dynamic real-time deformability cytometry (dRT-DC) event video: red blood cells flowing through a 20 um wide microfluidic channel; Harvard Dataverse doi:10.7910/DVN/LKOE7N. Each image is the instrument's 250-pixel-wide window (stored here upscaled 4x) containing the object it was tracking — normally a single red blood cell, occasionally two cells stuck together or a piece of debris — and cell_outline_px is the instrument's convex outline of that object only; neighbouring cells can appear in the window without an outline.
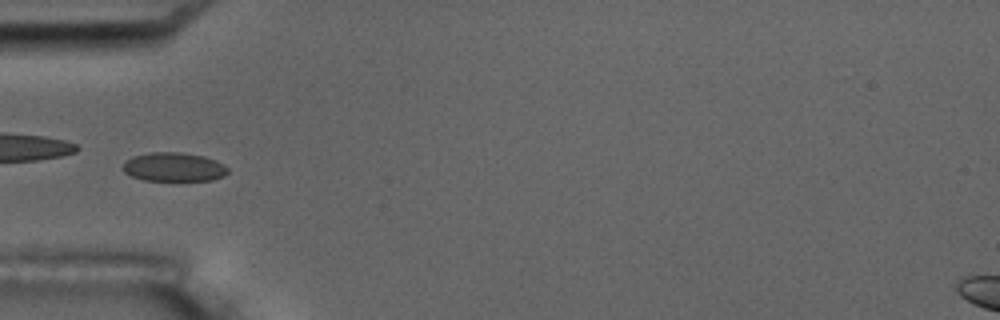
{"species": "common noctule bat (a hibernating species)", "species_latin": "Nyctalus noctula", "temperature_condition": "room temperature", "stored_images_in_passage": 2, "camera_frame_rate_fps": 3000, "um_per_image_px": 0.085, "animal": {"sex": "male", "body_mass_g": 17.5, "forearm_length_mm": 52.3}, "frame": {"image": 1, "passage_image": 2, "time_ms": 1.0, "image_size_px": [1000, 320], "cell_outline_px": [[228, 172], [224, 176], [212, 180], [144, 180], [132, 176], [124, 172], [120, 168], [124, 160], [132, 156], [152, 152], [180, 152], [204, 156], [216, 160], [224, 164], [228, 168]], "centroid_in_image_um": [14.75, 14.18], "position_along_channel_um": 70.3, "area_um2": 17.86}}